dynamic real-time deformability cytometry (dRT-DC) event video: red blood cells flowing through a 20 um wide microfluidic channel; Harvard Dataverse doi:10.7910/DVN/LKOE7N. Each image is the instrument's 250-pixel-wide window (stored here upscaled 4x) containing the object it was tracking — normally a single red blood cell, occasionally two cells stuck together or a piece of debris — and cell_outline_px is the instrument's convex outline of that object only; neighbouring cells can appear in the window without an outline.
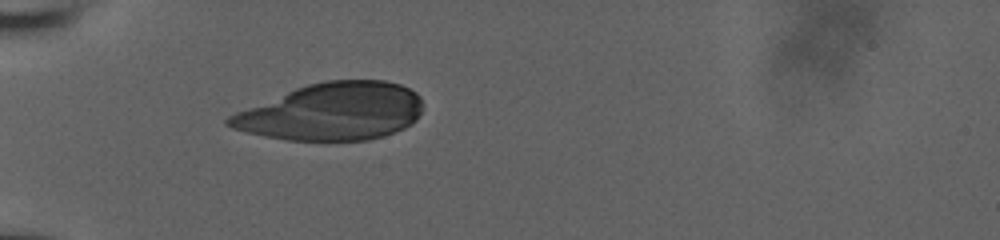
{"species": "human", "species_latin": "Homo sapiens", "temperature_condition": "room temperature", "stored_images_in_passage": 37, "camera_frame_rate_fps": 3000, "um_per_image_px": 0.085, "donor": {"sex": "male"}, "frame": {"image": 1, "passage_image": 1, "time_ms": 0.0, "image_size_px": [1000, 240], "cell_outline_px": [[420, 112], [416, 120], [412, 124], [404, 128], [384, 136], [368, 140], [288, 140], [264, 136], [244, 132], [232, 128], [224, 124], [224, 120], [228, 116], [236, 112], [296, 88], [308, 84], [324, 80], [384, 80], [400, 84], [416, 92], [420, 96]], "centroid_in_image_um": [28.21, 9.49], "position_along_channel_um": 56.8, "area_um2": 64.62}}